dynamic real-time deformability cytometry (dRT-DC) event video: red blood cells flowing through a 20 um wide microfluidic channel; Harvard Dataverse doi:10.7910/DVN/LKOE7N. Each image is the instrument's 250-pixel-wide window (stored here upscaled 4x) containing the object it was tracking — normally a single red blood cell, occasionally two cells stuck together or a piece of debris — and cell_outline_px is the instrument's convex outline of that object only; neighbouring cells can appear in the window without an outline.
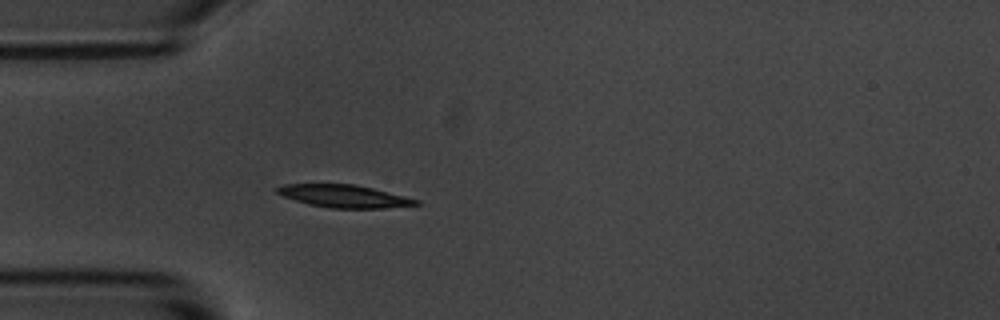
{"species": "common noctule bat (a hibernating species)", "species_latin": "Nyctalus noctula", "temperature_condition": "room temperature", "stored_images_in_passage": 4, "camera_frame_rate_fps": 3000, "um_per_image_px": 0.085, "animal": {"sex": "male", "body_mass_g": 20.1, "forearm_length_mm": 53.5}, "frame": {"image": 1, "passage_image": 4, "time_ms": 4.333, "image_size_px": [1000, 320], "cell_outline_px": [[420, 204], [384, 208], [328, 208], [308, 204], [284, 196], [276, 192], [276, 188], [284, 184], [352, 184], [372, 188], [420, 200]], "centroid_in_image_um": [29.24, 16.68], "position_along_channel_um": 55.8, "area_um2": 18.09}}